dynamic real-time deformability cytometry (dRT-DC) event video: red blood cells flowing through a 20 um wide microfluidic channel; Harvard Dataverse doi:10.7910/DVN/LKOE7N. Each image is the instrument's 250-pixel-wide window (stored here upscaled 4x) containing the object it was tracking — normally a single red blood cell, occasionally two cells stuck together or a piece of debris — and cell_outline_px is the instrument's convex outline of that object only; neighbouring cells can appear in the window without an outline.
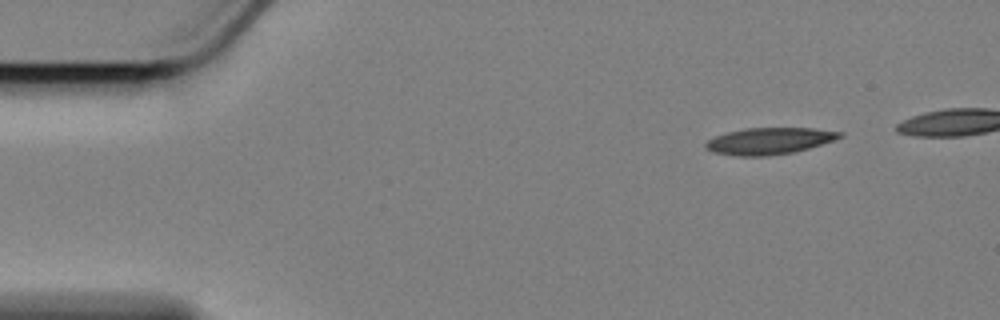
{"species": "Egyptian fruit bat (a non-hibernating species)", "species_latin": "Rousettus aegyptiacus", "temperature_condition": "cold", "stored_images_in_passage": 46, "camera_frame_rate_fps": 3000, "um_per_image_px": 0.085, "animal": {"sex": "female"}, "frame": {"image": 1, "passage_image": 1, "time_ms": 0.0, "image_size_px": [1000, 320], "cell_outline_px": [[844, 136], [808, 148], [792, 152], [768, 156], [740, 156], [712, 152], [704, 148], [704, 144], [708, 140], [716, 136], [728, 132], [744, 128], [812, 128], [844, 132]], "centroid_in_image_um": [65.36, 11.98], "position_along_channel_um": 19.6, "area_um2": 20.69}}
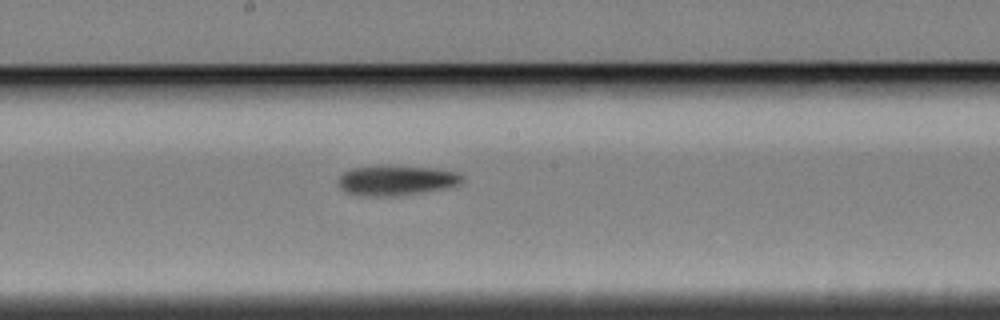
{"frame": {"image": 2, "passage_image": 25, "time_ms": 8.0, "image_size_px": [1000, 320], "cell_outline_px": [[464, 180], [460, 184], [444, 188], [396, 196], [360, 196], [348, 192], [340, 188], [340, 176], [344, 172], [352, 168], [380, 164], [392, 164], [436, 168], [456, 172], [464, 176]], "centroid_in_image_um": [33.7, 15.29], "position_along_channel_um": 214.5, "area_um2": 22.08}}
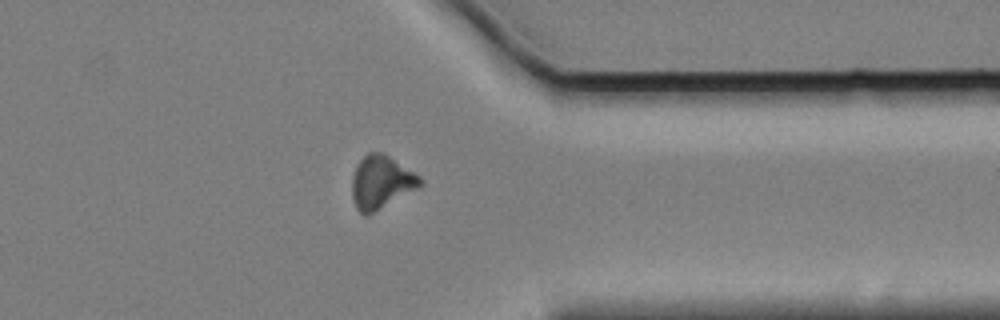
{"frame": {"image": 3, "passage_image": 40, "time_ms": 13.0, "image_size_px": [1000, 320], "cell_outline_px": [[424, 184], [368, 216], [364, 216], [356, 208], [352, 196], [352, 176], [356, 164], [368, 152], [384, 152], [420, 176], [424, 180]], "centroid_in_image_um": [32.39, 15.48], "position_along_channel_um": 379.0, "area_um2": 21.27}}